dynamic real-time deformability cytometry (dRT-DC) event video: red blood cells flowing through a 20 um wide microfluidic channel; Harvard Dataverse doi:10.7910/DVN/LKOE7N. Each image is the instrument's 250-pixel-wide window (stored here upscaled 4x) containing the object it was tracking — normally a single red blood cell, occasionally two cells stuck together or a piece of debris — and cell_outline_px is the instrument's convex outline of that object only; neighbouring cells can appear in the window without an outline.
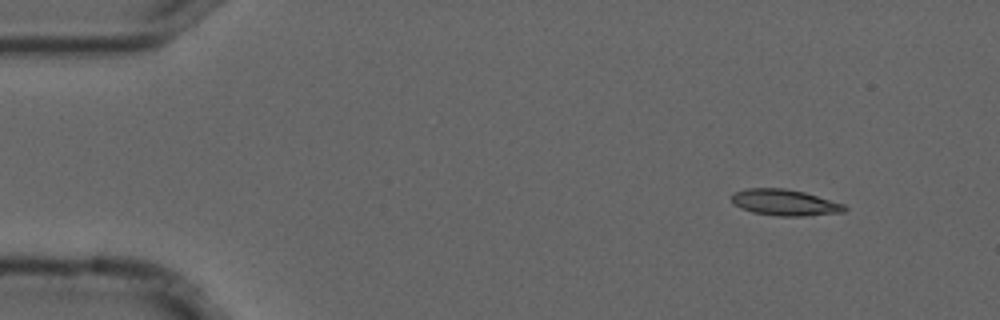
{"species": "common noctule bat (a hibernating species)", "species_latin": "Nyctalus noctula", "temperature_condition": "cold", "stored_images_in_passage": 4, "camera_frame_rate_fps": 3000, "um_per_image_px": 0.085, "animal": {"sex": "male", "forearm_length_mm": 52.5}, "frame": {"image": 1, "passage_image": 1, "time_ms": 0.0, "image_size_px": [1000, 320], "cell_outline_px": [[848, 208], [844, 212], [812, 216], [776, 216], [752, 212], [740, 208], [732, 204], [732, 196], [736, 192], [748, 188], [784, 188], [804, 192], [844, 204]], "centroid_in_image_um": [66.72, 17.23], "position_along_channel_um": 18.3, "area_um2": 17.34}}
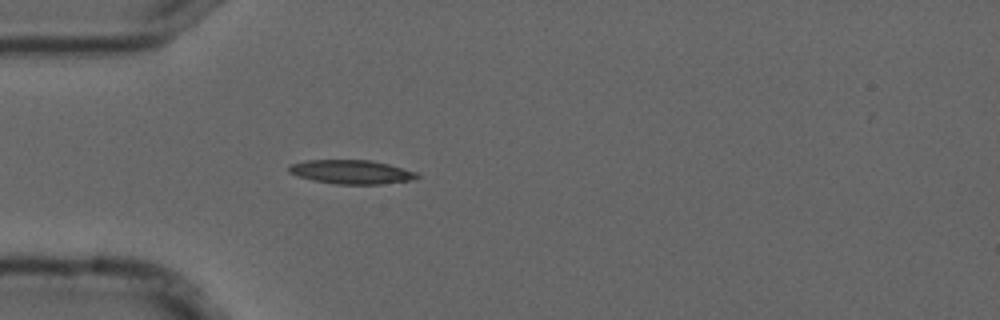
{"frame": {"image": 2, "passage_image": 4, "time_ms": 1.0, "image_size_px": [1000, 320], "cell_outline_px": [[420, 176], [408, 180], [380, 184], [336, 184], [312, 180], [296, 176], [288, 172], [288, 164], [304, 160], [372, 160], [388, 164], [416, 172]], "centroid_in_image_um": [29.77, 14.6], "position_along_channel_um": 55.2, "area_um2": 17.86}}